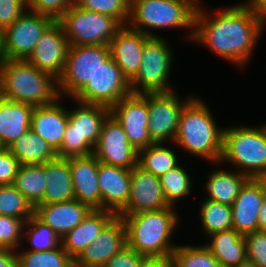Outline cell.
Returning a JSON list of instances; mask_svg holds the SVG:
<instances>
[{"label": "cell", "instance_id": "45", "mask_svg": "<svg viewBox=\"0 0 266 267\" xmlns=\"http://www.w3.org/2000/svg\"><path fill=\"white\" fill-rule=\"evenodd\" d=\"M147 257L125 246L117 252L103 267H142Z\"/></svg>", "mask_w": 266, "mask_h": 267}, {"label": "cell", "instance_id": "46", "mask_svg": "<svg viewBox=\"0 0 266 267\" xmlns=\"http://www.w3.org/2000/svg\"><path fill=\"white\" fill-rule=\"evenodd\" d=\"M0 267H17L14 250L0 248Z\"/></svg>", "mask_w": 266, "mask_h": 267}, {"label": "cell", "instance_id": "31", "mask_svg": "<svg viewBox=\"0 0 266 267\" xmlns=\"http://www.w3.org/2000/svg\"><path fill=\"white\" fill-rule=\"evenodd\" d=\"M175 146L174 143H154L140 149L138 151L137 166L146 172L152 173L154 176H162L183 160V158H180L182 154L178 152L177 146L174 148Z\"/></svg>", "mask_w": 266, "mask_h": 267}, {"label": "cell", "instance_id": "7", "mask_svg": "<svg viewBox=\"0 0 266 267\" xmlns=\"http://www.w3.org/2000/svg\"><path fill=\"white\" fill-rule=\"evenodd\" d=\"M75 105L68 108V123L58 158L88 156L93 154L100 137L103 122L110 108L99 104H86L70 98Z\"/></svg>", "mask_w": 266, "mask_h": 267}, {"label": "cell", "instance_id": "10", "mask_svg": "<svg viewBox=\"0 0 266 267\" xmlns=\"http://www.w3.org/2000/svg\"><path fill=\"white\" fill-rule=\"evenodd\" d=\"M109 58V45L69 46L63 72L57 80L59 97L73 98Z\"/></svg>", "mask_w": 266, "mask_h": 267}, {"label": "cell", "instance_id": "53", "mask_svg": "<svg viewBox=\"0 0 266 267\" xmlns=\"http://www.w3.org/2000/svg\"><path fill=\"white\" fill-rule=\"evenodd\" d=\"M263 182L265 183L266 186V175L264 177H262Z\"/></svg>", "mask_w": 266, "mask_h": 267}, {"label": "cell", "instance_id": "8", "mask_svg": "<svg viewBox=\"0 0 266 267\" xmlns=\"http://www.w3.org/2000/svg\"><path fill=\"white\" fill-rule=\"evenodd\" d=\"M170 42L164 36H150L147 39L139 70L129 81L133 94L170 92L176 89L170 78L175 71L174 60L177 56Z\"/></svg>", "mask_w": 266, "mask_h": 267}, {"label": "cell", "instance_id": "49", "mask_svg": "<svg viewBox=\"0 0 266 267\" xmlns=\"http://www.w3.org/2000/svg\"><path fill=\"white\" fill-rule=\"evenodd\" d=\"M258 230L266 231V195L264 196L259 212Z\"/></svg>", "mask_w": 266, "mask_h": 267}, {"label": "cell", "instance_id": "12", "mask_svg": "<svg viewBox=\"0 0 266 267\" xmlns=\"http://www.w3.org/2000/svg\"><path fill=\"white\" fill-rule=\"evenodd\" d=\"M55 21L27 9L13 24L2 31L5 60H26L41 36Z\"/></svg>", "mask_w": 266, "mask_h": 267}, {"label": "cell", "instance_id": "43", "mask_svg": "<svg viewBox=\"0 0 266 267\" xmlns=\"http://www.w3.org/2000/svg\"><path fill=\"white\" fill-rule=\"evenodd\" d=\"M27 9L26 0H0V30L13 24Z\"/></svg>", "mask_w": 266, "mask_h": 267}, {"label": "cell", "instance_id": "2", "mask_svg": "<svg viewBox=\"0 0 266 267\" xmlns=\"http://www.w3.org/2000/svg\"><path fill=\"white\" fill-rule=\"evenodd\" d=\"M179 212L170 206L136 214H118L126 228L127 246L147 258L171 256L178 245L173 238H177L175 234L182 227L181 220L184 221Z\"/></svg>", "mask_w": 266, "mask_h": 267}, {"label": "cell", "instance_id": "30", "mask_svg": "<svg viewBox=\"0 0 266 267\" xmlns=\"http://www.w3.org/2000/svg\"><path fill=\"white\" fill-rule=\"evenodd\" d=\"M21 165L44 164L57 158L49 143L30 128L8 147Z\"/></svg>", "mask_w": 266, "mask_h": 267}, {"label": "cell", "instance_id": "47", "mask_svg": "<svg viewBox=\"0 0 266 267\" xmlns=\"http://www.w3.org/2000/svg\"><path fill=\"white\" fill-rule=\"evenodd\" d=\"M142 267H175L172 256L162 258H147Z\"/></svg>", "mask_w": 266, "mask_h": 267}, {"label": "cell", "instance_id": "11", "mask_svg": "<svg viewBox=\"0 0 266 267\" xmlns=\"http://www.w3.org/2000/svg\"><path fill=\"white\" fill-rule=\"evenodd\" d=\"M179 94L177 89L170 92L146 93L149 108L148 132L154 143H173L181 112L197 95L188 93L184 97Z\"/></svg>", "mask_w": 266, "mask_h": 267}, {"label": "cell", "instance_id": "22", "mask_svg": "<svg viewBox=\"0 0 266 267\" xmlns=\"http://www.w3.org/2000/svg\"><path fill=\"white\" fill-rule=\"evenodd\" d=\"M69 162L74 199L90 209H101L98 159L93 155L66 158Z\"/></svg>", "mask_w": 266, "mask_h": 267}, {"label": "cell", "instance_id": "20", "mask_svg": "<svg viewBox=\"0 0 266 267\" xmlns=\"http://www.w3.org/2000/svg\"><path fill=\"white\" fill-rule=\"evenodd\" d=\"M150 36L122 25L109 42L110 57L130 81L141 65L142 50Z\"/></svg>", "mask_w": 266, "mask_h": 267}, {"label": "cell", "instance_id": "29", "mask_svg": "<svg viewBox=\"0 0 266 267\" xmlns=\"http://www.w3.org/2000/svg\"><path fill=\"white\" fill-rule=\"evenodd\" d=\"M45 193L39 204L67 202L74 199V188L69 162L56 158L45 162Z\"/></svg>", "mask_w": 266, "mask_h": 267}, {"label": "cell", "instance_id": "15", "mask_svg": "<svg viewBox=\"0 0 266 267\" xmlns=\"http://www.w3.org/2000/svg\"><path fill=\"white\" fill-rule=\"evenodd\" d=\"M93 155L105 164L128 169L137 166L138 150L130 144L121 124L111 113L103 122Z\"/></svg>", "mask_w": 266, "mask_h": 267}, {"label": "cell", "instance_id": "23", "mask_svg": "<svg viewBox=\"0 0 266 267\" xmlns=\"http://www.w3.org/2000/svg\"><path fill=\"white\" fill-rule=\"evenodd\" d=\"M63 100V101H62ZM66 98L59 97L52 104L34 107L30 129L46 140L57 152L62 144L68 123Z\"/></svg>", "mask_w": 266, "mask_h": 267}, {"label": "cell", "instance_id": "34", "mask_svg": "<svg viewBox=\"0 0 266 267\" xmlns=\"http://www.w3.org/2000/svg\"><path fill=\"white\" fill-rule=\"evenodd\" d=\"M13 185L35 208L43 200L45 193V163L20 165Z\"/></svg>", "mask_w": 266, "mask_h": 267}, {"label": "cell", "instance_id": "19", "mask_svg": "<svg viewBox=\"0 0 266 267\" xmlns=\"http://www.w3.org/2000/svg\"><path fill=\"white\" fill-rule=\"evenodd\" d=\"M266 186L262 178H249L231 205L233 229L245 236L258 231V218Z\"/></svg>", "mask_w": 266, "mask_h": 267}, {"label": "cell", "instance_id": "6", "mask_svg": "<svg viewBox=\"0 0 266 267\" xmlns=\"http://www.w3.org/2000/svg\"><path fill=\"white\" fill-rule=\"evenodd\" d=\"M0 97L37 106L59 98L57 80L26 60H4L0 65Z\"/></svg>", "mask_w": 266, "mask_h": 267}, {"label": "cell", "instance_id": "51", "mask_svg": "<svg viewBox=\"0 0 266 267\" xmlns=\"http://www.w3.org/2000/svg\"><path fill=\"white\" fill-rule=\"evenodd\" d=\"M235 267H257V266L253 262L247 259L246 261L240 263L238 266Z\"/></svg>", "mask_w": 266, "mask_h": 267}, {"label": "cell", "instance_id": "48", "mask_svg": "<svg viewBox=\"0 0 266 267\" xmlns=\"http://www.w3.org/2000/svg\"><path fill=\"white\" fill-rule=\"evenodd\" d=\"M266 24V0H245Z\"/></svg>", "mask_w": 266, "mask_h": 267}, {"label": "cell", "instance_id": "38", "mask_svg": "<svg viewBox=\"0 0 266 267\" xmlns=\"http://www.w3.org/2000/svg\"><path fill=\"white\" fill-rule=\"evenodd\" d=\"M35 208L12 184L0 185V215L12 216L26 222L34 215Z\"/></svg>", "mask_w": 266, "mask_h": 267}, {"label": "cell", "instance_id": "3", "mask_svg": "<svg viewBox=\"0 0 266 267\" xmlns=\"http://www.w3.org/2000/svg\"><path fill=\"white\" fill-rule=\"evenodd\" d=\"M205 101L197 94L184 107L173 143L179 151L189 154L186 158L195 156L205 163H219L224 126H219L210 104Z\"/></svg>", "mask_w": 266, "mask_h": 267}, {"label": "cell", "instance_id": "1", "mask_svg": "<svg viewBox=\"0 0 266 267\" xmlns=\"http://www.w3.org/2000/svg\"><path fill=\"white\" fill-rule=\"evenodd\" d=\"M204 3L199 2L196 9L191 43L246 71L264 37L266 24L244 0L214 11Z\"/></svg>", "mask_w": 266, "mask_h": 267}, {"label": "cell", "instance_id": "37", "mask_svg": "<svg viewBox=\"0 0 266 267\" xmlns=\"http://www.w3.org/2000/svg\"><path fill=\"white\" fill-rule=\"evenodd\" d=\"M183 244L178 243L173 252L172 259L175 267H221L217 259L212 255L211 251L202 244Z\"/></svg>", "mask_w": 266, "mask_h": 267}, {"label": "cell", "instance_id": "42", "mask_svg": "<svg viewBox=\"0 0 266 267\" xmlns=\"http://www.w3.org/2000/svg\"><path fill=\"white\" fill-rule=\"evenodd\" d=\"M30 11L58 21L73 5V0H26Z\"/></svg>", "mask_w": 266, "mask_h": 267}, {"label": "cell", "instance_id": "36", "mask_svg": "<svg viewBox=\"0 0 266 267\" xmlns=\"http://www.w3.org/2000/svg\"><path fill=\"white\" fill-rule=\"evenodd\" d=\"M17 267H73L74 260L61 244L47 251H29L20 247L15 251Z\"/></svg>", "mask_w": 266, "mask_h": 267}, {"label": "cell", "instance_id": "41", "mask_svg": "<svg viewBox=\"0 0 266 267\" xmlns=\"http://www.w3.org/2000/svg\"><path fill=\"white\" fill-rule=\"evenodd\" d=\"M247 258L257 267H266V231L258 230L244 236Z\"/></svg>", "mask_w": 266, "mask_h": 267}, {"label": "cell", "instance_id": "44", "mask_svg": "<svg viewBox=\"0 0 266 267\" xmlns=\"http://www.w3.org/2000/svg\"><path fill=\"white\" fill-rule=\"evenodd\" d=\"M16 157L4 148L0 151V185H12L20 168Z\"/></svg>", "mask_w": 266, "mask_h": 267}, {"label": "cell", "instance_id": "16", "mask_svg": "<svg viewBox=\"0 0 266 267\" xmlns=\"http://www.w3.org/2000/svg\"><path fill=\"white\" fill-rule=\"evenodd\" d=\"M68 47L63 28L55 21L41 36L26 61L58 80L65 66Z\"/></svg>", "mask_w": 266, "mask_h": 267}, {"label": "cell", "instance_id": "26", "mask_svg": "<svg viewBox=\"0 0 266 267\" xmlns=\"http://www.w3.org/2000/svg\"><path fill=\"white\" fill-rule=\"evenodd\" d=\"M115 216L111 211L91 209L82 222L61 238L63 250L75 260Z\"/></svg>", "mask_w": 266, "mask_h": 267}, {"label": "cell", "instance_id": "13", "mask_svg": "<svg viewBox=\"0 0 266 267\" xmlns=\"http://www.w3.org/2000/svg\"><path fill=\"white\" fill-rule=\"evenodd\" d=\"M131 93L130 82L110 57L72 99L111 108Z\"/></svg>", "mask_w": 266, "mask_h": 267}, {"label": "cell", "instance_id": "24", "mask_svg": "<svg viewBox=\"0 0 266 267\" xmlns=\"http://www.w3.org/2000/svg\"><path fill=\"white\" fill-rule=\"evenodd\" d=\"M212 170L205 171L206 181L201 184L200 189H203L202 195L206 199L217 201L218 203L232 205L238 196L240 189L249 179L243 173L235 169L224 166L222 163H209ZM219 166V167H218Z\"/></svg>", "mask_w": 266, "mask_h": 267}, {"label": "cell", "instance_id": "35", "mask_svg": "<svg viewBox=\"0 0 266 267\" xmlns=\"http://www.w3.org/2000/svg\"><path fill=\"white\" fill-rule=\"evenodd\" d=\"M60 244L58 235L35 215L24 223L21 244L24 250L47 251L57 248Z\"/></svg>", "mask_w": 266, "mask_h": 267}, {"label": "cell", "instance_id": "50", "mask_svg": "<svg viewBox=\"0 0 266 267\" xmlns=\"http://www.w3.org/2000/svg\"><path fill=\"white\" fill-rule=\"evenodd\" d=\"M4 53H3V41H2V31L0 30V65L4 61Z\"/></svg>", "mask_w": 266, "mask_h": 267}, {"label": "cell", "instance_id": "52", "mask_svg": "<svg viewBox=\"0 0 266 267\" xmlns=\"http://www.w3.org/2000/svg\"><path fill=\"white\" fill-rule=\"evenodd\" d=\"M5 147L4 145L2 144L1 140H0V151L3 150Z\"/></svg>", "mask_w": 266, "mask_h": 267}, {"label": "cell", "instance_id": "4", "mask_svg": "<svg viewBox=\"0 0 266 267\" xmlns=\"http://www.w3.org/2000/svg\"><path fill=\"white\" fill-rule=\"evenodd\" d=\"M198 4V0H131L127 25L145 35L157 37L163 36L159 30L162 33V29L179 28L188 32L183 38L191 43Z\"/></svg>", "mask_w": 266, "mask_h": 267}, {"label": "cell", "instance_id": "25", "mask_svg": "<svg viewBox=\"0 0 266 267\" xmlns=\"http://www.w3.org/2000/svg\"><path fill=\"white\" fill-rule=\"evenodd\" d=\"M90 210L86 204L73 199L67 202L38 204L34 215L61 239L79 225Z\"/></svg>", "mask_w": 266, "mask_h": 267}, {"label": "cell", "instance_id": "17", "mask_svg": "<svg viewBox=\"0 0 266 267\" xmlns=\"http://www.w3.org/2000/svg\"><path fill=\"white\" fill-rule=\"evenodd\" d=\"M127 246L122 217L115 215L99 235L75 260L77 267H103L117 252Z\"/></svg>", "mask_w": 266, "mask_h": 267}, {"label": "cell", "instance_id": "9", "mask_svg": "<svg viewBox=\"0 0 266 267\" xmlns=\"http://www.w3.org/2000/svg\"><path fill=\"white\" fill-rule=\"evenodd\" d=\"M69 46L109 45L122 26L115 18L80 9L74 4L57 21Z\"/></svg>", "mask_w": 266, "mask_h": 267}, {"label": "cell", "instance_id": "33", "mask_svg": "<svg viewBox=\"0 0 266 267\" xmlns=\"http://www.w3.org/2000/svg\"><path fill=\"white\" fill-rule=\"evenodd\" d=\"M201 201L199 200V207L196 213L198 223L201 227V236L204 235V239L215 233L233 228V214L230 205L218 203L210 199L204 198L202 195ZM203 197V198H202Z\"/></svg>", "mask_w": 266, "mask_h": 267}, {"label": "cell", "instance_id": "40", "mask_svg": "<svg viewBox=\"0 0 266 267\" xmlns=\"http://www.w3.org/2000/svg\"><path fill=\"white\" fill-rule=\"evenodd\" d=\"M24 221L0 215V248L18 250L22 244Z\"/></svg>", "mask_w": 266, "mask_h": 267}, {"label": "cell", "instance_id": "21", "mask_svg": "<svg viewBox=\"0 0 266 267\" xmlns=\"http://www.w3.org/2000/svg\"><path fill=\"white\" fill-rule=\"evenodd\" d=\"M98 182L101 193V209L118 215L129 199L130 169L98 161Z\"/></svg>", "mask_w": 266, "mask_h": 267}, {"label": "cell", "instance_id": "14", "mask_svg": "<svg viewBox=\"0 0 266 267\" xmlns=\"http://www.w3.org/2000/svg\"><path fill=\"white\" fill-rule=\"evenodd\" d=\"M124 129L130 144L140 150L154 144L148 132L149 108L146 93L129 94L110 108Z\"/></svg>", "mask_w": 266, "mask_h": 267}, {"label": "cell", "instance_id": "27", "mask_svg": "<svg viewBox=\"0 0 266 267\" xmlns=\"http://www.w3.org/2000/svg\"><path fill=\"white\" fill-rule=\"evenodd\" d=\"M34 106L0 97V140L8 148L31 124Z\"/></svg>", "mask_w": 266, "mask_h": 267}, {"label": "cell", "instance_id": "18", "mask_svg": "<svg viewBox=\"0 0 266 267\" xmlns=\"http://www.w3.org/2000/svg\"><path fill=\"white\" fill-rule=\"evenodd\" d=\"M131 182L126 207L119 214H136L170 207L165 200L160 177L142 170L130 169Z\"/></svg>", "mask_w": 266, "mask_h": 267}, {"label": "cell", "instance_id": "5", "mask_svg": "<svg viewBox=\"0 0 266 267\" xmlns=\"http://www.w3.org/2000/svg\"><path fill=\"white\" fill-rule=\"evenodd\" d=\"M224 126L220 163L247 175H266V125L240 124Z\"/></svg>", "mask_w": 266, "mask_h": 267}, {"label": "cell", "instance_id": "28", "mask_svg": "<svg viewBox=\"0 0 266 267\" xmlns=\"http://www.w3.org/2000/svg\"><path fill=\"white\" fill-rule=\"evenodd\" d=\"M205 240L203 244L211 251L221 267H235L248 259L244 236L233 228L215 232Z\"/></svg>", "mask_w": 266, "mask_h": 267}, {"label": "cell", "instance_id": "39", "mask_svg": "<svg viewBox=\"0 0 266 267\" xmlns=\"http://www.w3.org/2000/svg\"><path fill=\"white\" fill-rule=\"evenodd\" d=\"M80 9L109 15L121 25H127L130 14V0H73Z\"/></svg>", "mask_w": 266, "mask_h": 267}, {"label": "cell", "instance_id": "32", "mask_svg": "<svg viewBox=\"0 0 266 267\" xmlns=\"http://www.w3.org/2000/svg\"><path fill=\"white\" fill-rule=\"evenodd\" d=\"M184 159L174 168L160 176L161 186L165 200L168 205L180 210V202L191 198L190 196L196 192L192 190L194 187V176L191 175L190 169L185 167ZM182 163H184L182 165ZM192 194V195H190ZM189 197V198H188ZM179 204V206H177Z\"/></svg>", "mask_w": 266, "mask_h": 267}]
</instances>
